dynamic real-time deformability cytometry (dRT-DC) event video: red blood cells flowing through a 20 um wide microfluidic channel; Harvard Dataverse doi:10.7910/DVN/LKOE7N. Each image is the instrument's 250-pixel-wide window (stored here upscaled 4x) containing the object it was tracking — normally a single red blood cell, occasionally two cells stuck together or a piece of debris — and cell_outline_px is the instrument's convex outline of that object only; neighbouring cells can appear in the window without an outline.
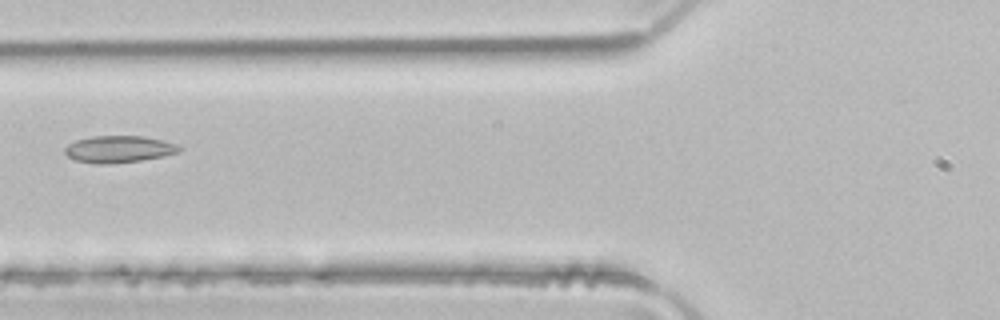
{"species": "common noctule bat (a hibernating species)", "species_latin": "Nyctalus noctula", "temperature_condition": "room temperature", "stored_images_in_passage": 5, "camera_frame_rate_fps": 3000, "um_per_image_px": 0.085, "animal": {"sex": "male", "body_mass_g": 21.5, "forearm_length_mm": 52.0}, "frame": {"image": 1, "passage_image": 5, "time_ms": 1.333, "image_size_px": [1000, 320], "cell_outline_px": [[184, 148], [180, 152], [164, 156], [140, 160], [108, 164], [96, 164], [76, 160], [68, 156], [64, 152], [64, 148], [68, 144], [76, 140], [92, 136], [144, 136], [180, 144]], "centroid_in_image_um": [10.15, 12.67], "position_along_channel_um": 115.7, "area_um2": 18.09}}